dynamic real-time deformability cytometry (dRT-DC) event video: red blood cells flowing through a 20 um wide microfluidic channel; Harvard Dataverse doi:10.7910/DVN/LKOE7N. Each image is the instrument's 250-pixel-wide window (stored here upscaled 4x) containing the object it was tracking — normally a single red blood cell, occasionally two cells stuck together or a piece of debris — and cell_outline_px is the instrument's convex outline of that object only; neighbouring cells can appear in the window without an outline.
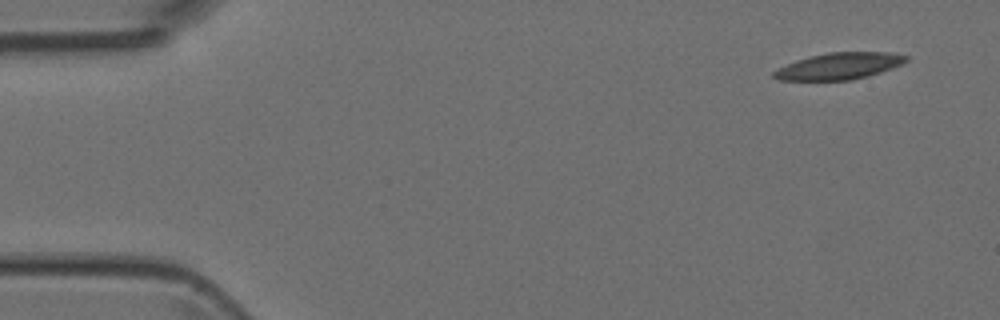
{"species": "Egyptian fruit bat (a non-hibernating species)", "species_latin": "Rousettus aegyptiacus", "temperature_condition": "room temperature", "stored_images_in_passage": 5, "camera_frame_rate_fps": 3000, "um_per_image_px": 0.085, "animal": {"sex": "female"}, "frame": {"image": 1, "passage_image": 1, "time_ms": 0.0, "image_size_px": [1000, 320], "cell_outline_px": [[908, 60], [904, 64], [868, 76], [852, 80], [776, 80], [772, 76], [772, 72], [796, 60], [828, 52], [896, 52], [908, 56]], "centroid_in_image_um": [71.38, 5.61], "position_along_channel_um": 13.6, "area_um2": 20.58}}
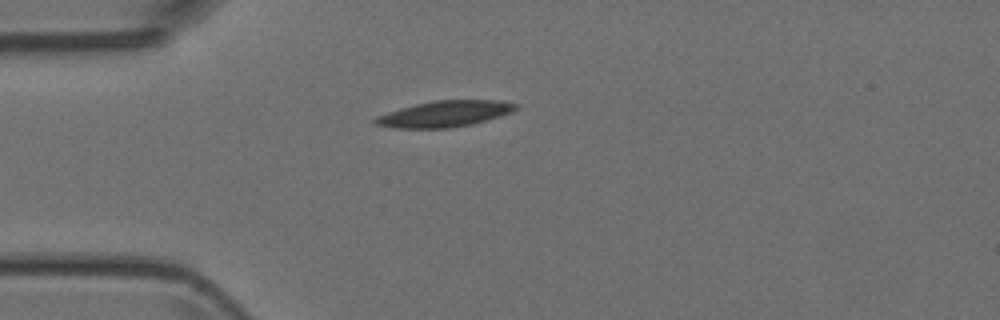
{"frame": {"image": 2, "passage_image": 4, "time_ms": 3.333, "image_size_px": [1000, 320], "cell_outline_px": [[520, 108], [512, 112], [488, 120], [472, 124], [448, 128], [396, 128], [376, 124], [372, 120], [376, 116], [400, 108], [432, 100], [500, 100], [520, 104]], "centroid_in_image_um": [37.86, 9.67], "position_along_channel_um": 47.1, "area_um2": 21.5}}